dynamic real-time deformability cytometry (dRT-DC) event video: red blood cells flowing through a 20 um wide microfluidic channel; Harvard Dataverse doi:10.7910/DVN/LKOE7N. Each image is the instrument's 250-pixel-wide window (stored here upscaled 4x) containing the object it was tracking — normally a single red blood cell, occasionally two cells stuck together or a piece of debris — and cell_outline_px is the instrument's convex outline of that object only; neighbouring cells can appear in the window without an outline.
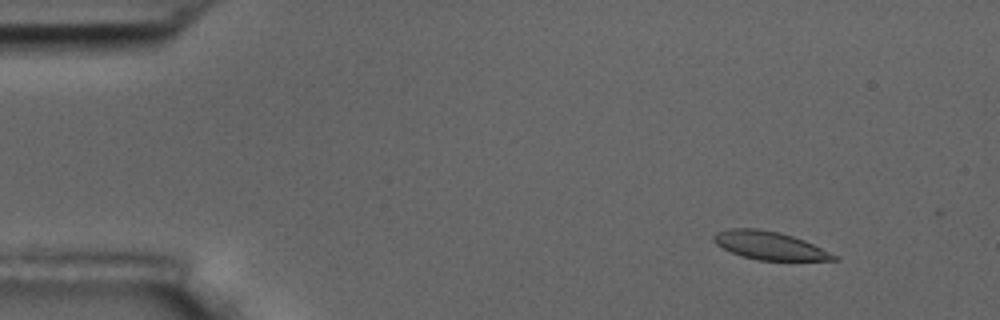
{"species": "common noctule bat (a hibernating species)", "species_latin": "Nyctalus noctula", "temperature_condition": "room temperature", "stored_images_in_passage": 6, "segment_of_instrument_passage": [1, 2], "camera_frame_rate_fps": 3000, "um_per_image_px": 0.085, "animal": {"sex": "male", "body_mass_g": 17.5, "forearm_length_mm": 52.3}, "frame": {"image": 1, "passage_image": 2, "time_ms": 2.0, "image_size_px": [1000, 320], "cell_outline_px": [[840, 260], [756, 260], [732, 252], [716, 244], [712, 240], [712, 236], [716, 232], [728, 228], [756, 228], [776, 232], [792, 236], [804, 240], [836, 256]], "centroid_in_image_um": [65.35, 20.86], "position_along_channel_um": 19.7, "area_um2": 19.31}}